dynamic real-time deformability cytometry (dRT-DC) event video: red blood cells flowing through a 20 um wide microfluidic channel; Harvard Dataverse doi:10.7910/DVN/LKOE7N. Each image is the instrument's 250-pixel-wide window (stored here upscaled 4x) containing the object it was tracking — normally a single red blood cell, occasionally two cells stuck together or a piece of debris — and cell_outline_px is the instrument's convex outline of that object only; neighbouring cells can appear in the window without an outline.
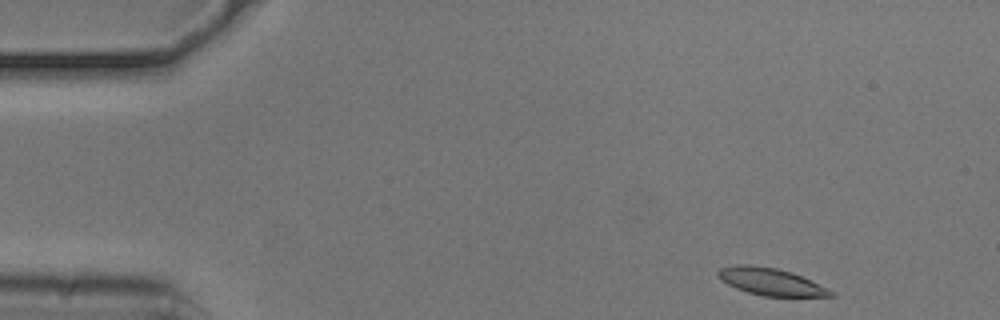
{"species": "common noctule bat (a hibernating species)", "species_latin": "Nyctalus noctula", "temperature_condition": "cold", "stored_images_in_passage": 49, "camera_frame_rate_fps": 3000, "um_per_image_px": 0.085, "animal": {"sex": "male", "body_mass_g": 20.5, "forearm_length_mm": 52.5}, "frame": {"image": 1, "passage_image": 1, "time_ms": 0.0, "image_size_px": [1000, 320], "cell_outline_px": [[836, 296], [764, 296], [748, 292], [736, 288], [720, 280], [716, 272], [720, 268], [736, 264], [748, 264], [776, 268], [792, 272], [836, 292]], "centroid_in_image_um": [65.5, 23.93], "position_along_channel_um": 19.5, "area_um2": 17.8}}
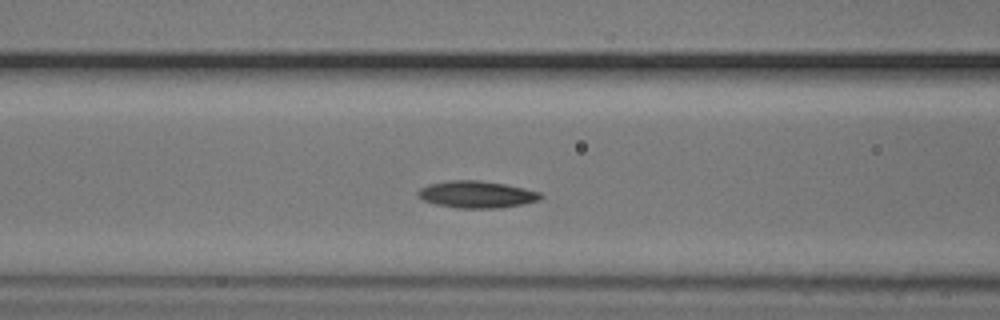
{"frame": {"image": 2, "passage_image": 17, "time_ms": 5.333, "image_size_px": [1000, 320], "cell_outline_px": [[544, 196], [540, 200], [524, 204], [500, 208], [456, 208], [436, 204], [424, 200], [416, 196], [416, 192], [420, 188], [428, 184], [448, 180], [480, 180], [504, 184], [524, 188], [540, 192]], "centroid_in_image_um": [40.51, 16.52], "position_along_channel_um": 126.1, "area_um2": 19.48}}
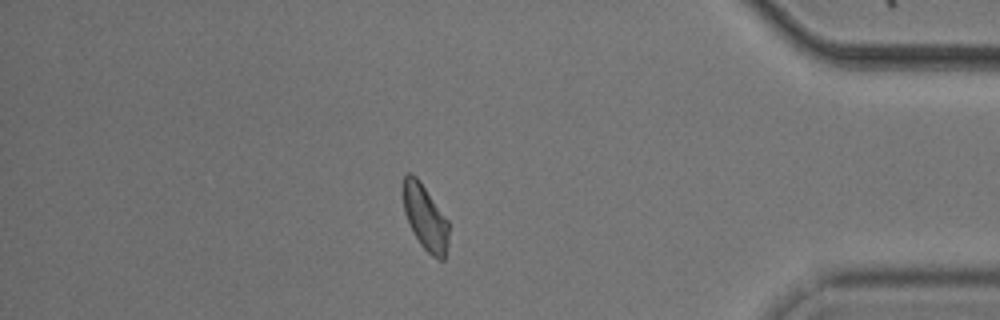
{"frame": {"image": 3, "passage_image": 42, "time_ms": 13.667, "image_size_px": [1000, 320], "cell_outline_px": [[448, 244], [444, 260], [440, 260], [432, 256], [420, 244], [412, 232], [404, 212], [400, 184], [404, 176], [408, 172], [412, 172], [420, 180], [448, 220]], "centroid_in_image_um": [36.09, 18.42], "position_along_channel_um": 399.1, "area_um2": 17.86}, "authors_computed_cell_mechanics": {"area_um2": 18.2648, "velocity_mm_per_s": 3.6991, "shape_relaxation_time_tau1_ms": 5.2149, "shape_relaxation_time_tau2_ms": 6.5035, "deformation_change_tau1": 0.124, "deformation_change_tau2": 0.1223}}